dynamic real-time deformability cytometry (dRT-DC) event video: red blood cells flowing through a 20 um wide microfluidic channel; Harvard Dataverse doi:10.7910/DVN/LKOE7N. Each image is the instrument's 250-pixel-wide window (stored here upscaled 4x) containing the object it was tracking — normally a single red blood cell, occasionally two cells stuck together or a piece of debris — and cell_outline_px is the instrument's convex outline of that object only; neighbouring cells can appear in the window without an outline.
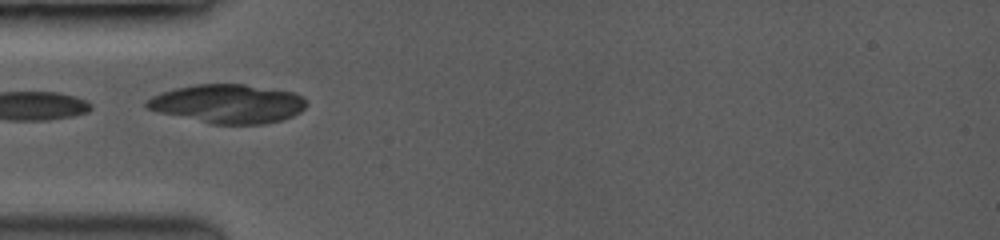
{"species": "common noctule bat (a hibernating species)", "species_latin": "Nyctalus noctula", "temperature_condition": "room temperature", "stored_images_in_passage": 7, "camera_frame_rate_fps": 3500, "um_per_image_px": 0.085, "animal": {"sex": "female", "body_mass_g": 19.0, "forearm_length_mm": 53.3}, "frame": {"image": 1, "passage_image": 1, "time_ms": 0.0, "image_size_px": [1000, 240], "cell_outline_px": [[304, 108], [300, 112], [292, 116], [280, 120], [264, 124], [212, 124], [160, 112], [148, 108], [144, 104], [152, 96], [176, 88], [196, 84], [244, 84], [292, 92], [300, 96], [304, 100]], "centroid_in_image_um": [19.37, 8.82], "position_along_channel_um": 65.6, "area_um2": 35.55}}